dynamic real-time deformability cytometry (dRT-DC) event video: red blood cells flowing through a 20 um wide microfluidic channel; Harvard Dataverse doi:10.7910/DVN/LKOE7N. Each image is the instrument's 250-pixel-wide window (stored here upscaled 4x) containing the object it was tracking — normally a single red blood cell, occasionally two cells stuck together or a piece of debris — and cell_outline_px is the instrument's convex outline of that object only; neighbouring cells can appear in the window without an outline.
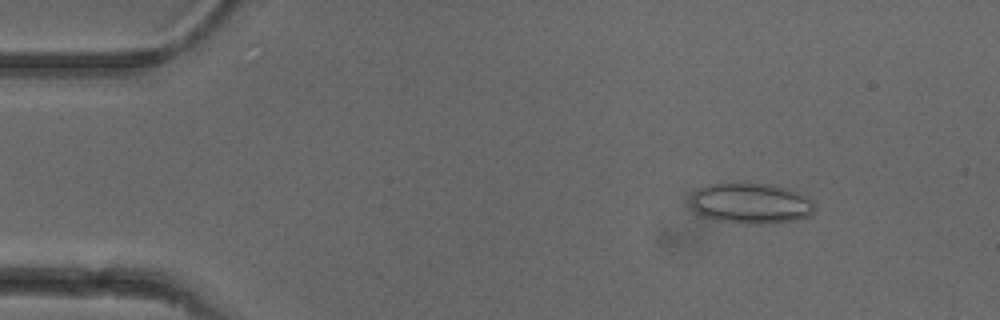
{"species": "common noctule bat (a hibernating species)", "species_latin": "Nyctalus noctula", "temperature_condition": "cold", "stored_images_in_passage": 52, "camera_frame_rate_fps": 3000, "um_per_image_px": 0.085, "animal": {"sex": "female"}, "frame": {"image": 1, "passage_image": 7, "time_ms": 2.0, "image_size_px": [1000, 320], "cell_outline_px": [[816, 208], [808, 216], [796, 220], [760, 224], [748, 224], [720, 220], [704, 216], [696, 212], [692, 208], [692, 192], [704, 184], [772, 184], [788, 188], [812, 200]], "centroid_in_image_um": [63.82, 17.28], "position_along_channel_um": 21.2, "area_um2": 29.13}}
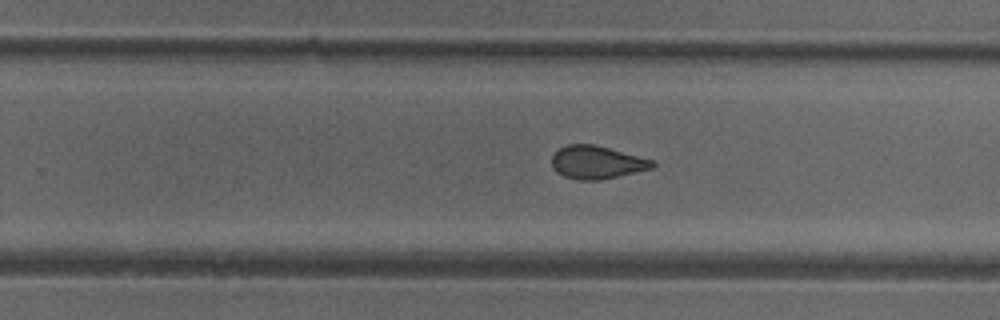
{"frame": {"image": 2, "passage_image": 33, "time_ms": 10.667, "image_size_px": [1000, 320], "cell_outline_px": [[656, 164], [652, 168], [600, 180], [580, 180], [564, 176], [556, 172], [552, 168], [552, 156], [560, 148], [568, 144], [596, 144], [656, 160]], "centroid_in_image_um": [50.75, 13.78], "position_along_channel_um": 279.0, "area_um2": 19.48}}
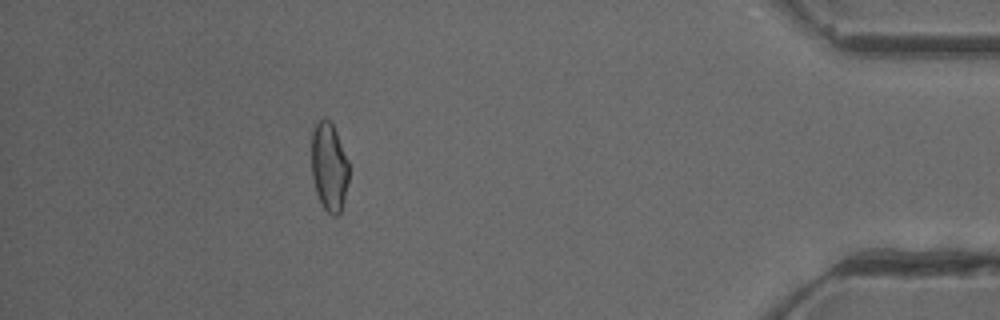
{"frame": {"image": 3, "passage_image": 47, "time_ms": 15.333, "image_size_px": [1000, 320], "cell_outline_px": [[348, 180], [344, 200], [340, 212], [336, 216], [332, 216], [324, 208], [316, 192], [312, 176], [312, 132], [316, 124], [324, 116], [332, 124], [336, 132], [348, 160]], "centroid_in_image_um": [27.97, 14.19], "position_along_channel_um": 407.2, "area_um2": 19.07}, "authors_computed_cell_mechanics": {"area_um2": 20.4612, "velocity_mm_per_s": 3.922, "shape_relaxation_time_tau1_ms": null, "shape_relaxation_time_tau2_ms": 1.522, "deformation_change_tau1": null, "deformation_change_tau2": 0.0704}}